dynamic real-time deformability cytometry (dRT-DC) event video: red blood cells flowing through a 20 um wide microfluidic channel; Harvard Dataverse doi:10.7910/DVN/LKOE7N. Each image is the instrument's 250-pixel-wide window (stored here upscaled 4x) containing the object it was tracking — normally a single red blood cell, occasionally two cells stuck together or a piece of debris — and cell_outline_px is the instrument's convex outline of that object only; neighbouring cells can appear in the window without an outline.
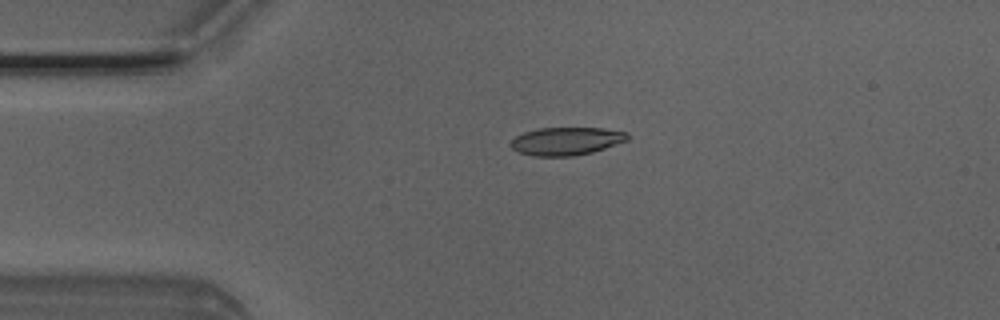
{"species": "Egyptian fruit bat (a non-hibernating species)", "species_latin": "Rousettus aegyptiacus", "temperature_condition": "room temperature", "stored_images_in_passage": 4, "camera_frame_rate_fps": 3000, "um_per_image_px": 0.085, "animal": {"sex": "male"}, "frame": {"image": 1, "passage_image": 4, "time_ms": 1.0, "image_size_px": [1000, 320], "cell_outline_px": [[628, 140], [592, 152], [572, 156], [532, 156], [520, 152], [512, 148], [508, 144], [516, 136], [524, 132], [540, 128], [604, 128], [628, 132]], "centroid_in_image_um": [48.13, 11.99], "position_along_channel_um": 36.9, "area_um2": 18.96}}